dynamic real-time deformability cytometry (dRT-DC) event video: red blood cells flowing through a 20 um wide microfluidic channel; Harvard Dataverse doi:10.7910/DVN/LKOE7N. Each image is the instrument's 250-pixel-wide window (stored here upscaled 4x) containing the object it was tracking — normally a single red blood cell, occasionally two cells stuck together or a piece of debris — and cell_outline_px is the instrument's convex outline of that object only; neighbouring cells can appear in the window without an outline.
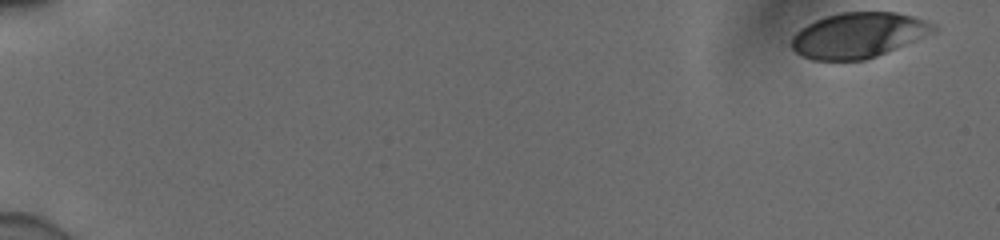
{"species": "human", "species_latin": "Homo sapiens", "temperature_condition": "cold", "stored_images_in_passage": 28, "camera_frame_rate_fps": 3000, "um_per_image_px": 0.085, "donor": {"sex": "male"}, "frame": {"image": 1, "passage_image": 1, "time_ms": 0.0, "image_size_px": [1000, 240], "cell_outline_px": [[936, 32], [876, 56], [864, 60], [812, 60], [796, 52], [792, 48], [792, 36], [796, 32], [808, 24], [824, 16], [840, 12], [896, 12], [912, 16], [936, 24]], "centroid_in_image_um": [72.97, 2.98], "position_along_channel_um": 12.0, "area_um2": 37.28}}
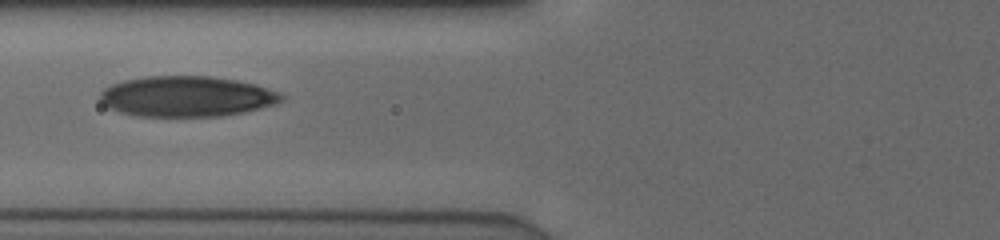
{"frame": {"image": 2, "passage_image": 16, "time_ms": 5.0, "image_size_px": [1000, 240], "cell_outline_px": [[284, 100], [276, 104], [244, 112], [220, 116], [136, 116], [120, 112], [104, 104], [100, 100], [100, 92], [104, 88], [112, 84], [124, 80], [144, 76], [212, 76], [236, 80], [256, 84], [280, 92], [284, 96]], "centroid_in_image_um": [15.89, 8.19], "position_along_channel_um": 109.9, "area_um2": 43.0}}
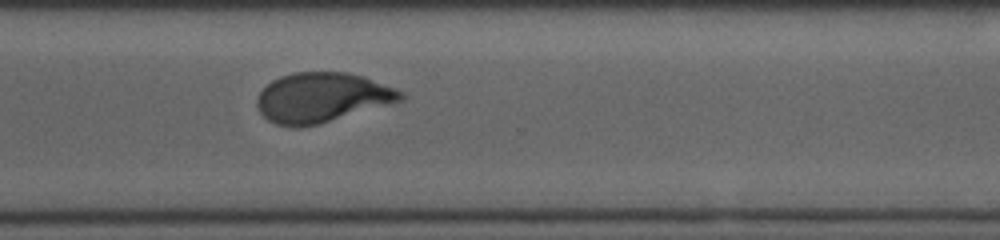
{"frame": {"image": 3, "passage_image": 28, "time_ms": 9.0, "image_size_px": [1000, 240], "cell_outline_px": [[404, 100], [316, 124], [296, 128], [276, 124], [268, 120], [260, 112], [256, 104], [256, 96], [272, 80], [280, 76], [296, 72], [348, 72], [364, 76], [404, 92]], "centroid_in_image_um": [27.34, 8.28], "position_along_channel_um": 343.3, "area_um2": 41.38}}